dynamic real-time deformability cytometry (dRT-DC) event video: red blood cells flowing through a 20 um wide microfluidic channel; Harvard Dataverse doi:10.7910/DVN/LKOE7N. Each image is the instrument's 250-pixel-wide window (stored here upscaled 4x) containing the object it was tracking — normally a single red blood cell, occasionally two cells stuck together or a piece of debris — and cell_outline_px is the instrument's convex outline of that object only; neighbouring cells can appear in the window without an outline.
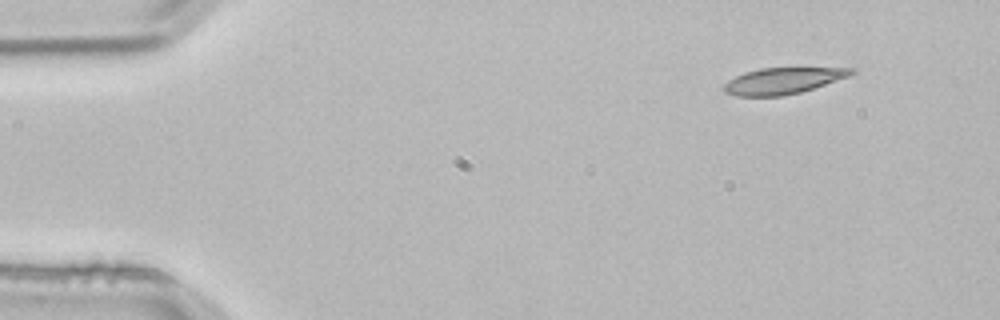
{"species": "common noctule bat (a hibernating species)", "species_latin": "Nyctalus noctula", "temperature_condition": "room temperature", "stored_images_in_passage": 3, "camera_frame_rate_fps": 3000, "um_per_image_px": 0.085, "animal": {"sex": "male", "body_mass_g": 21.5, "forearm_length_mm": 52.0}, "frame": {"image": 1, "passage_image": 1, "time_ms": 0.0, "image_size_px": [1000, 320], "cell_outline_px": [[856, 72], [848, 76], [800, 92], [780, 96], [736, 96], [724, 92], [724, 84], [728, 80], [744, 72], [760, 68], [856, 68]], "centroid_in_image_um": [66.5, 6.86], "position_along_channel_um": 18.5, "area_um2": 19.25}}
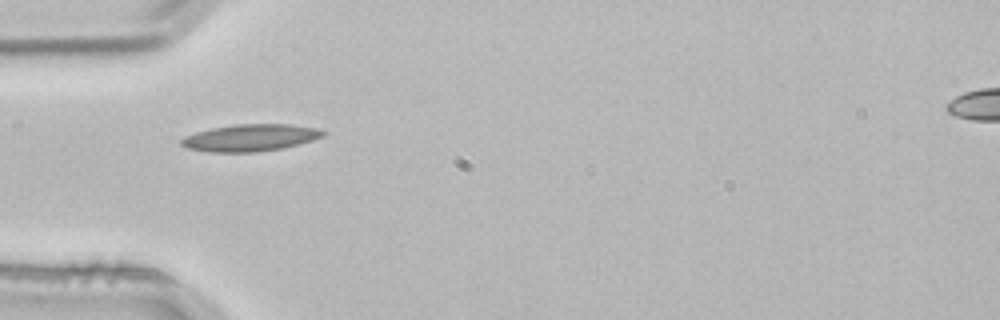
{"frame": {"image": 2, "passage_image": 3, "time_ms": 0.667, "image_size_px": [1000, 320], "cell_outline_px": [[328, 132], [324, 136], [300, 144], [280, 148], [256, 152], [208, 152], [184, 148], [180, 144], [180, 140], [184, 136], [196, 132], [212, 128], [236, 124], [292, 124], [316, 128]], "centroid_in_image_um": [21.26, 11.71], "position_along_channel_um": 63.7, "area_um2": 22.43}}